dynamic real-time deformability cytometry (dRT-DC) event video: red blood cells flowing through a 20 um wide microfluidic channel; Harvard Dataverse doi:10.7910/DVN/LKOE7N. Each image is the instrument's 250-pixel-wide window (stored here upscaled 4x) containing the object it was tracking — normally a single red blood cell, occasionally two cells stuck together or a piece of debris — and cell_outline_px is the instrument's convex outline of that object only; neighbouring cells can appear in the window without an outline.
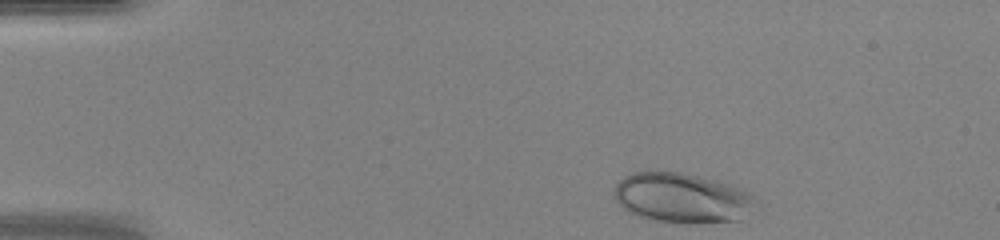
{"species": "human", "species_latin": "Homo sapiens", "temperature_condition": "warm", "stored_images_in_passage": 41, "camera_frame_rate_fps": 3000, "um_per_image_px": 0.085, "donor": {"sex": "female"}, "frame": {"image": 1, "passage_image": 1, "time_ms": 0.0, "image_size_px": [1000, 240], "cell_outline_px": [[752, 196], [740, 220], [688, 224], [648, 220], [628, 212], [616, 200], [616, 184], [624, 176], [636, 172], [680, 172], [696, 176], [724, 184], [736, 188]], "centroid_in_image_um": [57.81, 16.85], "position_along_channel_um": 27.2, "area_um2": 39.65}}
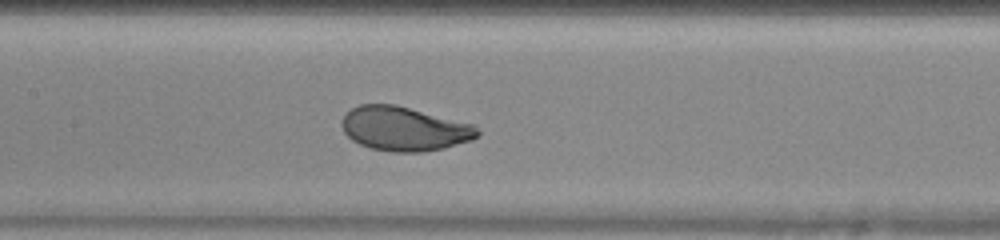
{"frame": {"image": 2, "passage_image": 17, "time_ms": 5.333, "image_size_px": [1000, 240], "cell_outline_px": [[480, 132], [472, 140], [444, 148], [424, 152], [392, 152], [372, 148], [360, 144], [352, 140], [344, 132], [340, 124], [340, 120], [352, 108], [360, 104], [396, 104], [472, 124]], "centroid_in_image_um": [34.33, 10.94], "position_along_channel_um": 173.1, "area_um2": 34.85}}
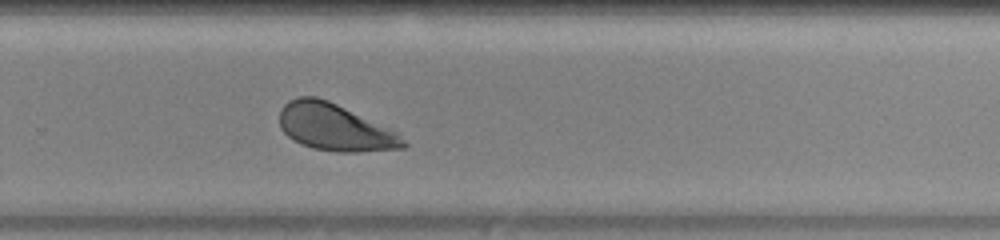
{"frame": {"image": 3, "passage_image": 26, "time_ms": 8.333, "image_size_px": [1000, 240], "cell_outline_px": [[408, 144], [404, 148], [360, 152], [336, 152], [312, 148], [300, 144], [288, 136], [280, 128], [280, 108], [288, 100], [300, 96], [316, 96], [328, 100], [392, 128], [400, 132]], "centroid_in_image_um": [28.5, 10.82], "position_along_channel_um": 301.3, "area_um2": 34.39}, "authors_computed_cell_mechanics": {"area_um2": 36.0094, "velocity_mm_per_s": 4.2857, "shape_relaxation_time_tau1_ms": 2.1633, "shape_relaxation_time_tau2_ms": null, "deformation_change_tau1": 0.1358, "deformation_change_tau2": null}}